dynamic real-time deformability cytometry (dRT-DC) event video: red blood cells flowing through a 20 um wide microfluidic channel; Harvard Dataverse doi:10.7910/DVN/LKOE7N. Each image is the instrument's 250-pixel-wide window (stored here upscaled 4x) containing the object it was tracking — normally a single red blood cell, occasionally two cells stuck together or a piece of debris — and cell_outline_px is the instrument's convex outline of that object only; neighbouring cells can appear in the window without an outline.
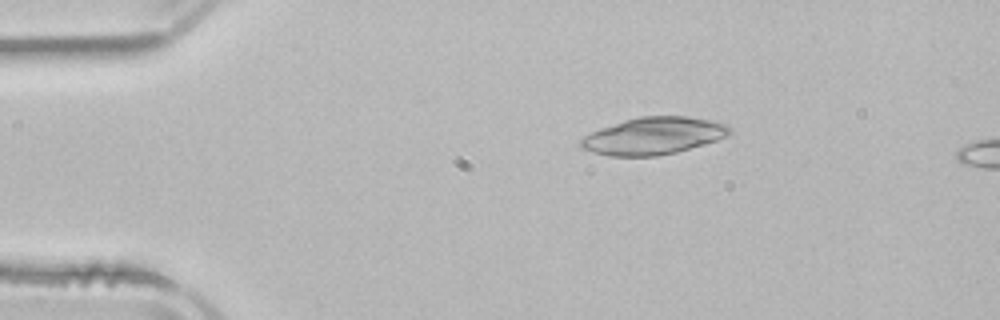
{"species": "common noctule bat (a hibernating species)", "species_latin": "Nyctalus noctula", "temperature_condition": "room temperature", "stored_images_in_passage": 4, "camera_frame_rate_fps": 3000, "um_per_image_px": 0.085, "animal": {"sex": "male", "body_mass_g": 21.5, "forearm_length_mm": 52.0}, "frame": {"image": 1, "passage_image": 2, "time_ms": 1.667, "image_size_px": [1000, 320], "cell_outline_px": [[732, 132], [728, 136], [704, 144], [676, 152], [656, 156], [608, 156], [592, 152], [580, 148], [580, 140], [584, 136], [600, 128], [624, 120], [640, 116], [688, 116], [712, 120], [728, 124], [732, 128]], "centroid_in_image_um": [55.56, 11.54], "position_along_channel_um": 29.4, "area_um2": 32.43}}